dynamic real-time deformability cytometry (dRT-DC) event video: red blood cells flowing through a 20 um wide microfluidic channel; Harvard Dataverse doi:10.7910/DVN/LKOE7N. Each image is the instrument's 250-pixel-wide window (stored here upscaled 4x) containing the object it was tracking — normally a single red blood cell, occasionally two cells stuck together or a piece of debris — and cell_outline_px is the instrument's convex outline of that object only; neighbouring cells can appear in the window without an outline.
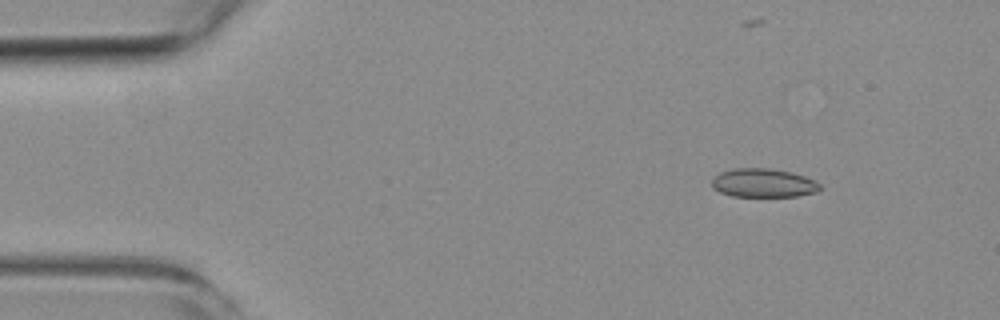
{"species": "common noctule bat (a hibernating species)", "species_latin": "Nyctalus noctula", "temperature_condition": "room temperature", "stored_images_in_passage": 10, "camera_frame_rate_fps": 3000, "um_per_image_px": 0.085, "animal": {"sex": "female", "body_mass_g": 19.3, "forearm_length_mm": 54.1}, "frame": {"image": 1, "passage_image": 1, "time_ms": 0.0, "image_size_px": [1000, 320], "cell_outline_px": [[820, 188], [816, 192], [796, 196], [732, 196], [720, 192], [712, 188], [712, 180], [720, 172], [732, 168], [772, 168], [792, 172], [816, 180], [820, 184]], "centroid_in_image_um": [64.88, 15.54], "position_along_channel_um": 20.1, "area_um2": 18.15}}
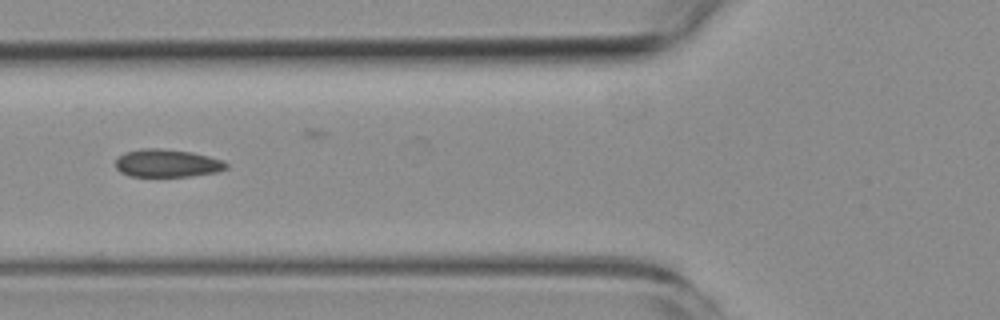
{"frame": {"image": 2, "passage_image": 5, "time_ms": 4.667, "image_size_px": [1000, 320], "cell_outline_px": [[228, 168], [220, 172], [192, 176], [128, 176], [120, 172], [116, 168], [116, 160], [124, 152], [144, 148], [160, 148], [192, 152], [224, 160], [228, 164]], "centroid_in_image_um": [14.24, 13.88], "position_along_channel_um": 111.6, "area_um2": 18.15}}
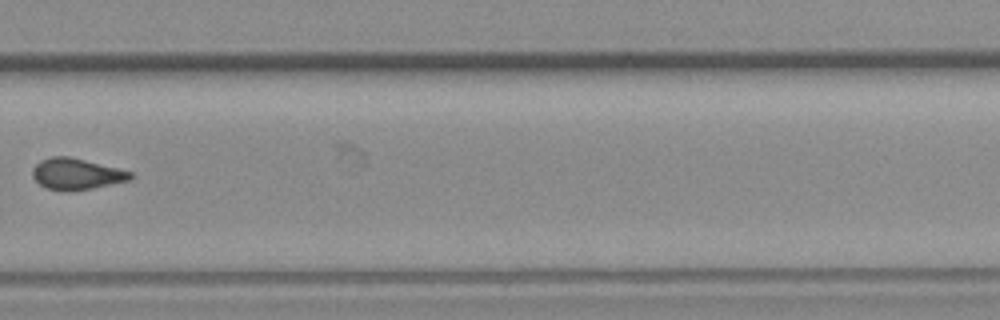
{"frame": {"image": 3, "passage_image": 10, "time_ms": 10.333, "image_size_px": [1000, 320], "cell_outline_px": [[136, 176], [132, 180], [92, 188], [48, 188], [40, 184], [32, 176], [32, 168], [40, 160], [52, 156], [68, 156], [132, 172]], "centroid_in_image_um": [6.53, 14.75], "position_along_channel_um": 323.3, "area_um2": 17.17}}